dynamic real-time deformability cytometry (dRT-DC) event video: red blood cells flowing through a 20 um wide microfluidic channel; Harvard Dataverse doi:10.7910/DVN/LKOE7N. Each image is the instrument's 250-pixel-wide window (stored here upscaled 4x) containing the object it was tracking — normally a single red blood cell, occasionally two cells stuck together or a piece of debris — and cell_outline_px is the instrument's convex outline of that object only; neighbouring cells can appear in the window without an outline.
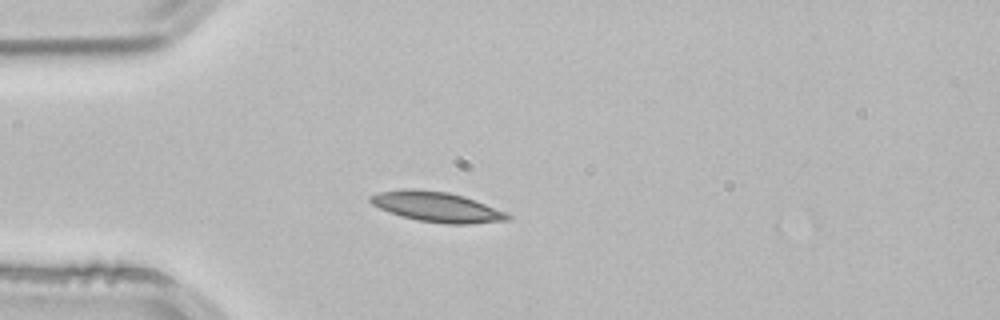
{"species": "common noctule bat (a hibernating species)", "species_latin": "Nyctalus noctula", "temperature_condition": "room temperature", "stored_images_in_passage": 2, "camera_frame_rate_fps": 3000, "um_per_image_px": 0.085, "animal": {"sex": "male", "body_mass_g": 21.5, "forearm_length_mm": 52.0}, "frame": {"image": 1, "passage_image": 2, "time_ms": 0.333, "image_size_px": [1000, 320], "cell_outline_px": [[512, 216], [508, 220], [468, 224], [448, 224], [420, 220], [400, 216], [388, 212], [372, 204], [368, 200], [368, 196], [380, 192], [412, 188], [448, 192], [464, 196], [508, 212]], "centroid_in_image_um": [37.14, 17.58], "position_along_channel_um": 47.9, "area_um2": 24.04}}